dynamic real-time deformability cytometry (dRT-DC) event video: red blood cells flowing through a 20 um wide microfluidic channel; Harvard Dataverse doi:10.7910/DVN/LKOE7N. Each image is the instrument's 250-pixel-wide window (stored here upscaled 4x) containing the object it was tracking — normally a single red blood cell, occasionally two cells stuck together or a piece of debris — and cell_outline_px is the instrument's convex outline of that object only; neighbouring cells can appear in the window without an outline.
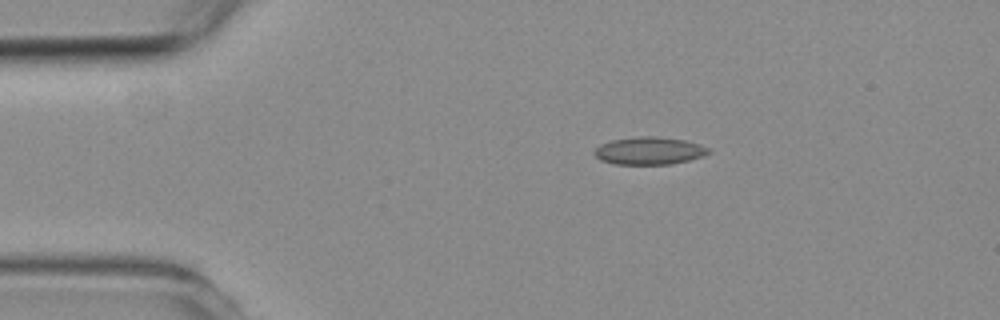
{"species": "common noctule bat (a hibernating species)", "species_latin": "Nyctalus noctula", "temperature_condition": "room temperature", "stored_images_in_passage": 4, "camera_frame_rate_fps": 3000, "um_per_image_px": 0.085, "animal": {"sex": "female", "body_mass_g": 19.3, "forearm_length_mm": 54.1}, "frame": {"image": 1, "passage_image": 4, "time_ms": 3.667, "image_size_px": [1000, 320], "cell_outline_px": [[712, 152], [704, 156], [672, 164], [612, 164], [600, 160], [592, 152], [600, 144], [612, 140], [640, 136], [656, 136], [684, 140], [700, 144], [708, 148]], "centroid_in_image_um": [55.18, 12.82], "position_along_channel_um": 29.8, "area_um2": 18.44}}